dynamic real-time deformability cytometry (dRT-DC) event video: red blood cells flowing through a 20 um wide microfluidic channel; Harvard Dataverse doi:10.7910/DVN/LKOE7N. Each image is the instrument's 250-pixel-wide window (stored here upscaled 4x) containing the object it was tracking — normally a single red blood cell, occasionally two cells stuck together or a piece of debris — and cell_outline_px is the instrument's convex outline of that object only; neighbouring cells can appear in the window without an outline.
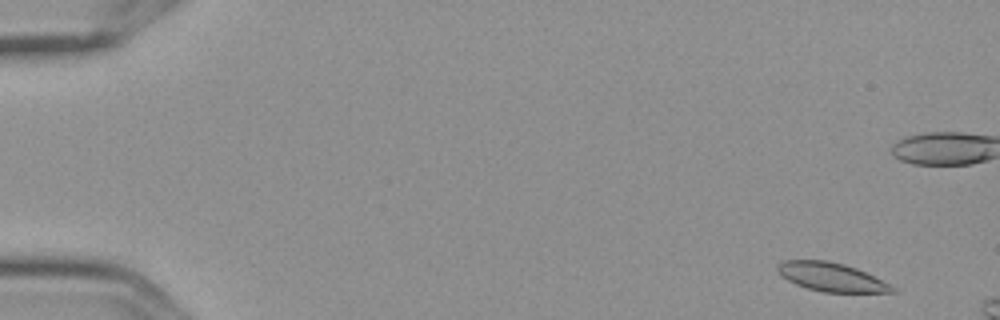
{"species": "Egyptian fruit bat (a non-hibernating species)", "species_latin": "Rousettus aegyptiacus", "temperature_condition": "cold", "stored_images_in_passage": 3, "camera_frame_rate_fps": 3000, "um_per_image_px": 0.085, "frame": {"image": 1, "passage_image": 1, "time_ms": 0.0, "image_size_px": [1000, 320], "cell_outline_px": [[896, 292], [824, 292], [808, 288], [796, 284], [780, 276], [776, 268], [784, 260], [828, 260], [844, 264], [856, 268], [896, 288]], "centroid_in_image_um": [70.62, 23.54], "position_along_channel_um": 14.4, "area_um2": 18.84}}